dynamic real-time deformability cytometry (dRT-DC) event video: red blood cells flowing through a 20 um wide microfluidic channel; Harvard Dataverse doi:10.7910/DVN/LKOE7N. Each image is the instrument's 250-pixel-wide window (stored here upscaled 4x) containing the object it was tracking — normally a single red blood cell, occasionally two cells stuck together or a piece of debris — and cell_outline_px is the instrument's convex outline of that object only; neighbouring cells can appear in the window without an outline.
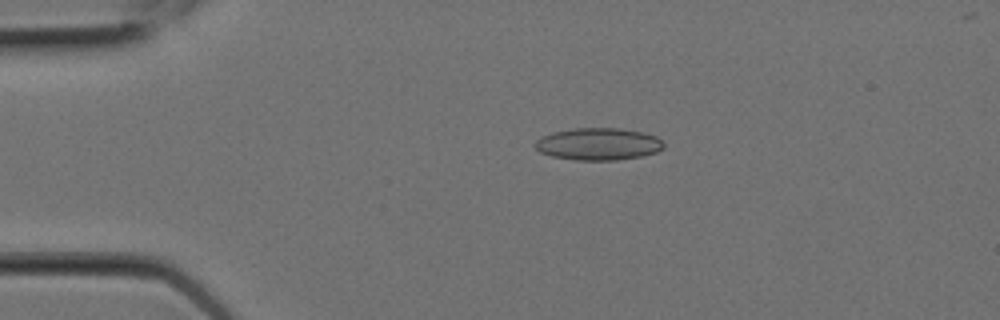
{"species": "Egyptian fruit bat (a non-hibernating species)", "species_latin": "Rousettus aegyptiacus", "temperature_condition": "room temperature", "stored_images_in_passage": 5, "camera_frame_rate_fps": 3000, "um_per_image_px": 0.085, "animal": {"sex": "female"}, "frame": {"image": 1, "passage_image": 1, "time_ms": 0.0, "image_size_px": [1000, 320], "cell_outline_px": [[664, 148], [656, 152], [640, 156], [616, 160], [576, 160], [552, 156], [540, 152], [532, 144], [536, 140], [552, 132], [572, 128], [620, 128], [644, 132], [656, 136], [664, 144]], "centroid_in_image_um": [50.85, 12.23], "position_along_channel_um": 34.2, "area_um2": 24.16}}
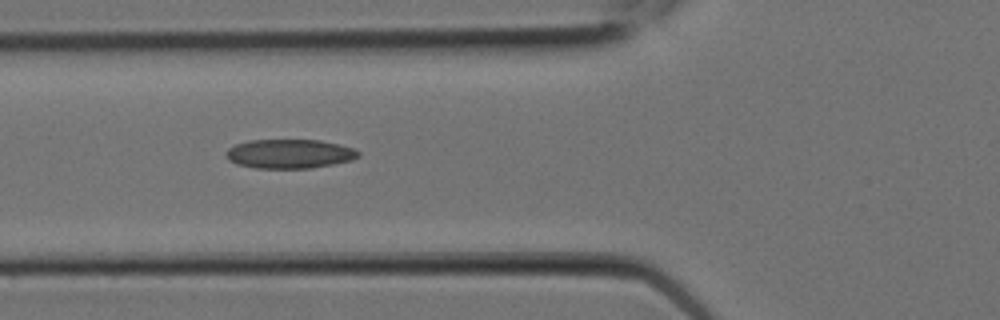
{"frame": {"image": 2, "passage_image": 4, "time_ms": 1.0, "image_size_px": [1000, 320], "cell_outline_px": [[360, 156], [352, 160], [312, 168], [256, 168], [236, 164], [228, 160], [224, 156], [224, 152], [228, 148], [236, 144], [248, 140], [320, 140], [340, 144], [356, 148], [360, 152]], "centroid_in_image_um": [24.6, 13.07], "position_along_channel_um": 101.2, "area_um2": 22.77}}
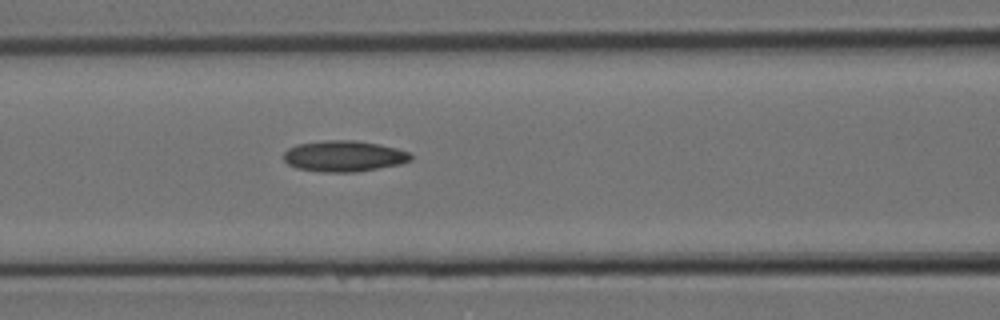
{"frame": {"image": 3, "passage_image": 5, "time_ms": 1.333, "image_size_px": [1000, 320], "cell_outline_px": [[412, 160], [400, 164], [356, 172], [320, 172], [296, 168], [288, 164], [284, 160], [284, 152], [288, 148], [296, 144], [324, 140], [356, 140], [380, 144], [396, 148], [408, 152], [412, 156]], "centroid_in_image_um": [29.21, 13.27], "position_along_channel_um": 137.4, "area_um2": 23.12}}